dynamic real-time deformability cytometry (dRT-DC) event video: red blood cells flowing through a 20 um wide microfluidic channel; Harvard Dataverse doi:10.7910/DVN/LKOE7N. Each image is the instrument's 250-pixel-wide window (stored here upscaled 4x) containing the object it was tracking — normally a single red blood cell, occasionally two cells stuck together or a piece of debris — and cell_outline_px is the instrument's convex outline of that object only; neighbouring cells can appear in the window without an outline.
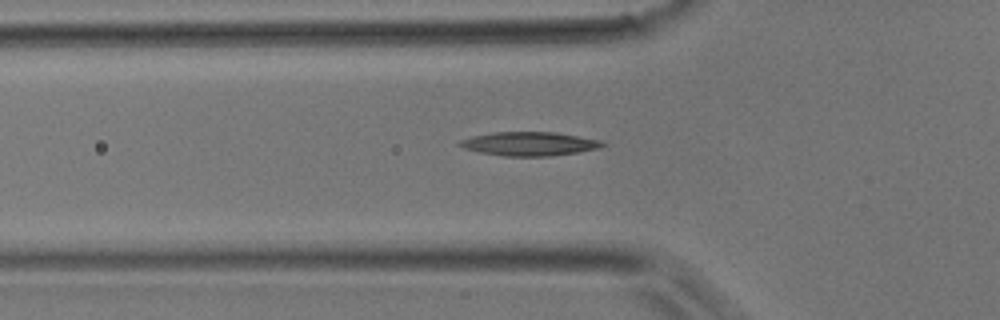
{"species": "common noctule bat (a hibernating species)", "species_latin": "Nyctalus noctula", "temperature_condition": "room temperature", "stored_images_in_passage": 31, "camera_frame_rate_fps": 3000, "um_per_image_px": 0.085, "animal": {"sex": "male", "body_mass_g": 17.9}, "frame": {"image": 1, "passage_image": 3, "time_ms": 0.667, "image_size_px": [1000, 320], "cell_outline_px": [[608, 144], [600, 148], [552, 156], [504, 156], [480, 152], [464, 148], [456, 144], [460, 140], [472, 136], [492, 132], [556, 132], [600, 140]], "centroid_in_image_um": [44.99, 12.22], "position_along_channel_um": 80.8, "area_um2": 19.83}}
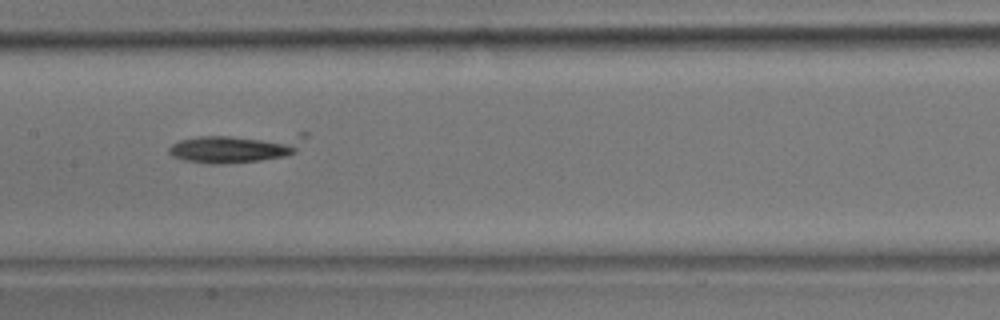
{"frame": {"image": 2, "passage_image": 10, "time_ms": 3.0, "image_size_px": [1000, 320], "cell_outline_px": [[308, 136], [296, 152], [284, 156], [260, 160], [220, 164], [208, 164], [184, 160], [172, 156], [168, 152], [168, 148], [172, 144], [180, 140], [196, 136], [300, 132], [308, 132]], "centroid_in_image_um": [20.15, 12.53], "position_along_channel_um": 187.3, "area_um2": 23.81}}
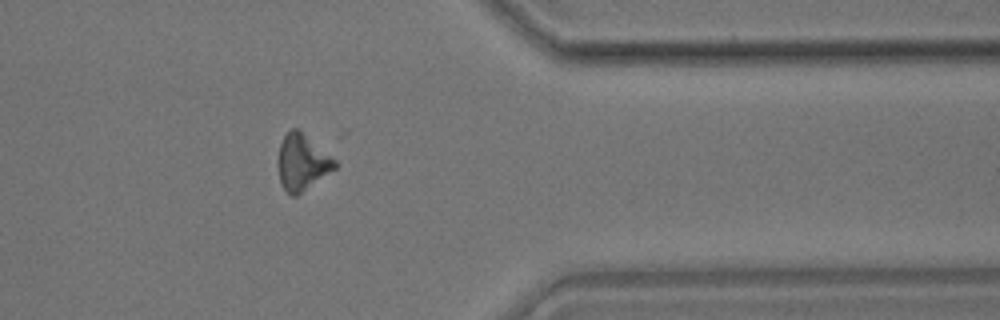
{"frame": {"image": 3, "passage_image": 24, "time_ms": 7.667, "image_size_px": [1000, 320], "cell_outline_px": [[336, 168], [296, 196], [292, 196], [280, 184], [280, 144], [284, 136], [292, 128], [300, 128], [336, 160]], "centroid_in_image_um": [25.72, 13.76], "position_along_channel_um": 385.7, "area_um2": 18.21}}